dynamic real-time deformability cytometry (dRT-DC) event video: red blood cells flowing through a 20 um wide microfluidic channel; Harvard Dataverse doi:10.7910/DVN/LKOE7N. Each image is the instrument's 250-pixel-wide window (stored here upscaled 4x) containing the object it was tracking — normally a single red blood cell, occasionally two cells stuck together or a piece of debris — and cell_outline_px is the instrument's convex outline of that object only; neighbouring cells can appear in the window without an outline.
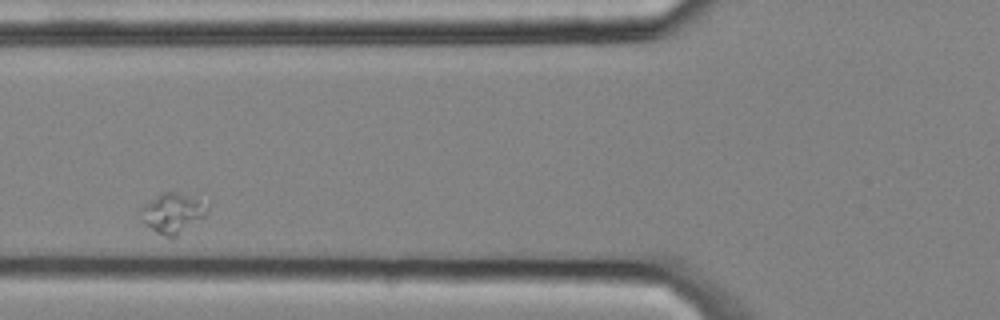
{"species": "common noctule bat (a hibernating species)", "species_latin": "Nyctalus noctula", "temperature_condition": "cold", "stored_images_in_passage": 10, "camera_frame_rate_fps": 3000, "um_per_image_px": 0.085, "animal": {"sex": "male", "body_mass_g": 20.4}, "frame": {"image": 1, "passage_image": 2, "time_ms": 0.333, "image_size_px": [1000, 320], "cell_outline_px": [[208, 208], [204, 216], [172, 240], [156, 232], [144, 224], [140, 220], [136, 212], [136, 208], [156, 196], [164, 192], [172, 192], [208, 204]], "centroid_in_image_um": [14.54, 18.16], "position_along_channel_um": 111.3, "area_um2": 15.55}}
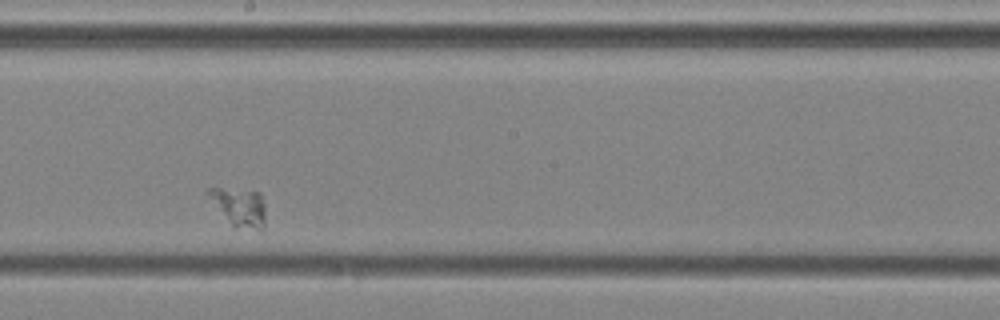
{"frame": {"image": 2, "passage_image": 5, "time_ms": 1.333, "image_size_px": [1000, 320], "cell_outline_px": [[264, 228], [260, 232], [232, 228], [204, 192], [208, 188], [220, 188], [260, 192], [264, 204]], "centroid_in_image_um": [20.34, 17.66], "position_along_channel_um": 227.9, "area_um2": 13.24}}
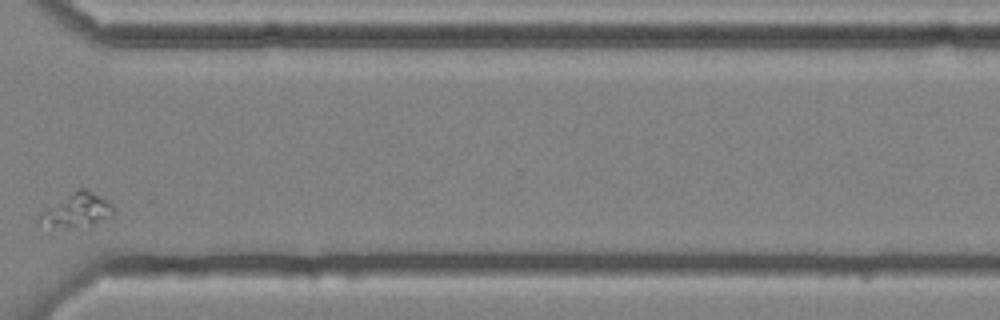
{"frame": {"image": 3, "passage_image": 8, "time_ms": 2.333, "image_size_px": [1000, 320], "cell_outline_px": [[116, 212], [112, 216], [88, 232], [64, 228], [36, 220], [36, 216], [40, 212], [76, 188], [84, 188], [108, 200], [112, 204]], "centroid_in_image_um": [6.63, 17.94], "position_along_channel_um": 364.0, "area_um2": 15.66}}